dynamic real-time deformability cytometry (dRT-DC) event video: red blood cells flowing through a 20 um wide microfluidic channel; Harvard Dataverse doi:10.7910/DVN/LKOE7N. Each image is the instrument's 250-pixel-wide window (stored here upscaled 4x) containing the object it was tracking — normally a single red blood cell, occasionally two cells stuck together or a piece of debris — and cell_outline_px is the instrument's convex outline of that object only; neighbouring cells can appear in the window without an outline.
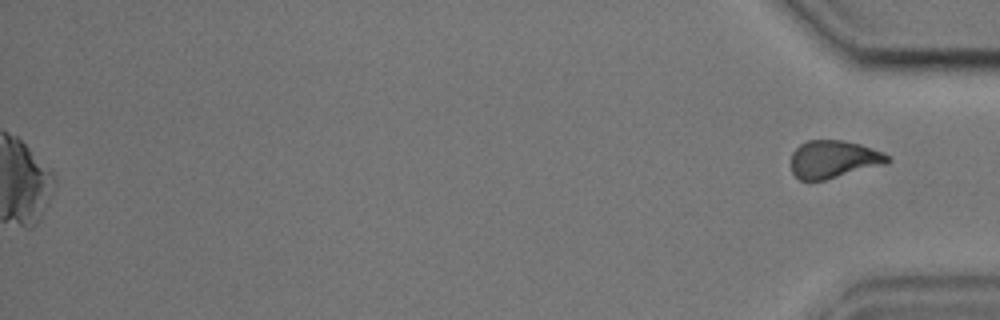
{"species": "common noctule bat (a hibernating species)", "species_latin": "Nyctalus noctula", "temperature_condition": "cold", "stored_images_in_passage": 50, "segment_of_instrument_passage": [2, 2], "camera_frame_rate_fps": 3000, "um_per_image_px": 0.085, "animal": {"sex": "male", "body_mass_g": 17.9, "forearm_length_mm": 54.2}, "frame": {"image": 1, "passage_image": 50, "time_ms": 16.333, "image_size_px": [1000, 320], "cell_outline_px": [[892, 160], [884, 164], [824, 180], [800, 180], [792, 172], [792, 152], [800, 144], [808, 140], [844, 140], [860, 144], [884, 152]], "centroid_in_image_um": [70.85, 13.52], "position_along_channel_um": 364.3, "area_um2": 21.04}}